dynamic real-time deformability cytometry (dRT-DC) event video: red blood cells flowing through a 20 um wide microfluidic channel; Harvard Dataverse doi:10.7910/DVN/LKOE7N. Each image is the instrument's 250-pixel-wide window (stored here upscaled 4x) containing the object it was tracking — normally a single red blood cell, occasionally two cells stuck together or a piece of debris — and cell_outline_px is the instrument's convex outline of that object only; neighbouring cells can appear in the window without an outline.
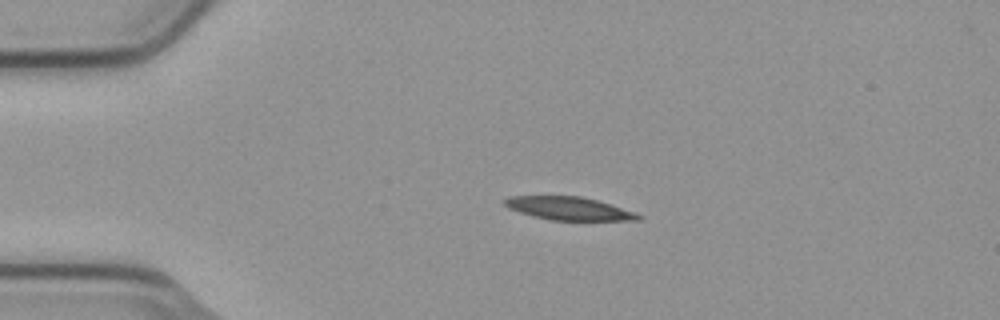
{"species": "common noctule bat (a hibernating species)", "species_latin": "Nyctalus noctula", "temperature_condition": "cold", "stored_images_in_passage": 54, "camera_frame_rate_fps": 3000, "um_per_image_px": 0.085, "animal": {"sex": "male", "body_mass_g": 23.1, "forearm_length_mm": 52.7}, "frame": {"image": 1, "passage_image": 11, "time_ms": 3.333, "image_size_px": [1000, 320], "cell_outline_px": [[644, 216], [640, 220], [548, 220], [532, 216], [508, 208], [504, 204], [504, 200], [508, 196], [580, 196], [596, 200], [636, 212]], "centroid_in_image_um": [48.36, 17.72], "position_along_channel_um": 36.6, "area_um2": 17.98}}
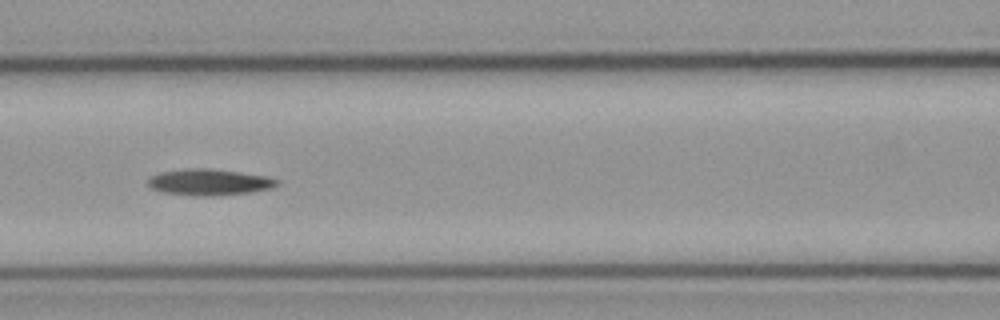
{"frame": {"image": 2, "passage_image": 23, "time_ms": 7.333, "image_size_px": [1000, 320], "cell_outline_px": [[280, 184], [272, 188], [248, 192], [212, 196], [196, 196], [164, 192], [152, 188], [148, 184], [148, 180], [152, 176], [160, 172], [184, 168], [208, 168], [264, 176], [280, 180]], "centroid_in_image_um": [17.78, 15.48], "position_along_channel_um": 148.8, "area_um2": 19.54}}
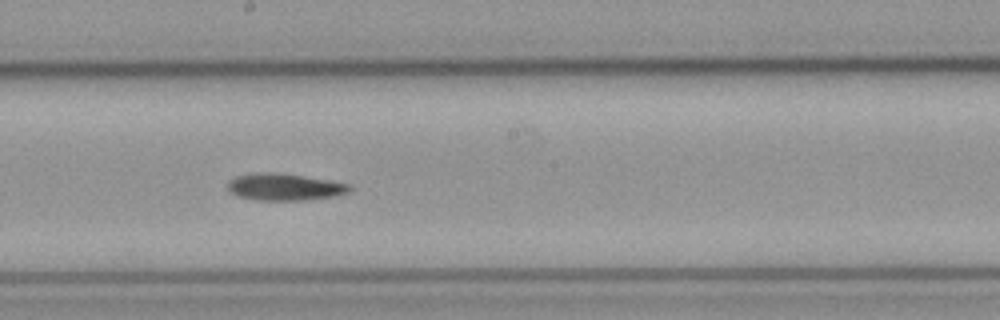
{"frame": {"image": 3, "passage_image": 29, "time_ms": 9.333, "image_size_px": [1000, 320], "cell_outline_px": [[352, 188], [348, 192], [336, 196], [304, 200], [256, 200], [240, 196], [232, 192], [228, 188], [228, 180], [236, 176], [252, 172], [276, 172], [328, 180], [348, 184]], "centroid_in_image_um": [24.16, 15.88], "position_along_channel_um": 224.0, "area_um2": 19.02}}